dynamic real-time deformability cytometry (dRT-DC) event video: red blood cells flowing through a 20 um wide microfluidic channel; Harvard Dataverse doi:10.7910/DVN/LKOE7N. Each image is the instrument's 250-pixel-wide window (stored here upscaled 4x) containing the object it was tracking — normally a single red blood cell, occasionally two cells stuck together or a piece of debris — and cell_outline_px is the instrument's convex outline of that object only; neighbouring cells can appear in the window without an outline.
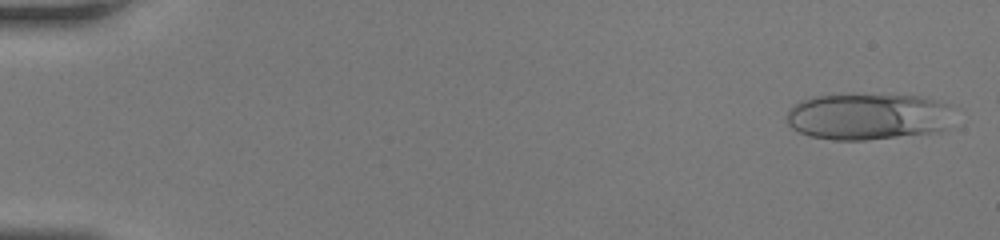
{"species": "human", "species_latin": "Homo sapiens", "temperature_condition": "room temperature", "stored_images_in_passage": 45, "camera_frame_rate_fps": 3000, "um_per_image_px": 0.085, "donor": {"sex": "female"}, "frame": {"image": 1, "passage_image": 2, "time_ms": 0.333, "image_size_px": [1000, 240], "cell_outline_px": [[948, 104], [944, 128], [940, 132], [864, 140], [832, 140], [808, 136], [792, 128], [788, 124], [788, 112], [800, 100], [812, 96], [852, 92], [924, 96]], "centroid_in_image_um": [73.69, 9.86], "position_along_channel_um": 11.3, "area_um2": 45.89}}
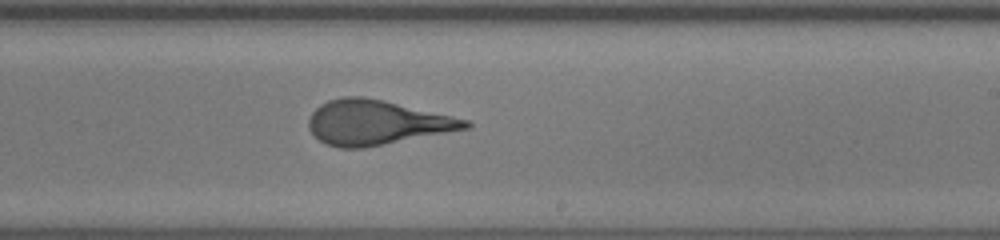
{"frame": {"image": 2, "passage_image": 29, "time_ms": 9.333, "image_size_px": [1000, 240], "cell_outline_px": [[472, 128], [364, 148], [340, 148], [324, 144], [308, 128], [308, 120], [312, 112], [320, 104], [328, 100], [340, 96], [364, 96], [384, 100], [452, 116], [468, 120], [472, 124]], "centroid_in_image_um": [32.0, 10.41], "position_along_channel_um": 257.0, "area_um2": 40.92}}
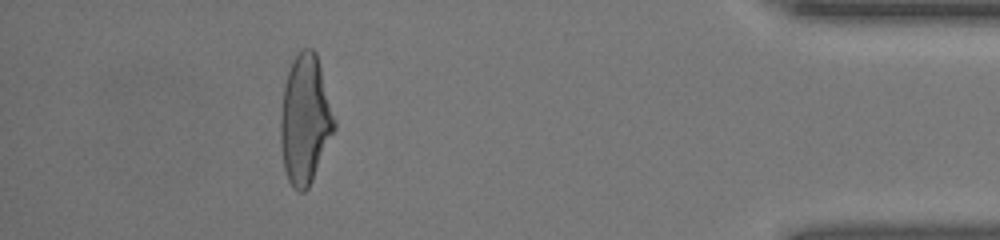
{"frame": {"image": 3, "passage_image": 42, "time_ms": 13.667, "image_size_px": [1000, 240], "cell_outline_px": [[336, 128], [312, 180], [308, 188], [304, 192], [300, 192], [292, 188], [288, 180], [284, 168], [280, 148], [280, 112], [284, 84], [292, 60], [300, 48], [312, 48], [316, 52], [336, 120]], "centroid_in_image_um": [25.92, 10.16], "position_along_channel_um": 409.3, "area_um2": 40.81}}